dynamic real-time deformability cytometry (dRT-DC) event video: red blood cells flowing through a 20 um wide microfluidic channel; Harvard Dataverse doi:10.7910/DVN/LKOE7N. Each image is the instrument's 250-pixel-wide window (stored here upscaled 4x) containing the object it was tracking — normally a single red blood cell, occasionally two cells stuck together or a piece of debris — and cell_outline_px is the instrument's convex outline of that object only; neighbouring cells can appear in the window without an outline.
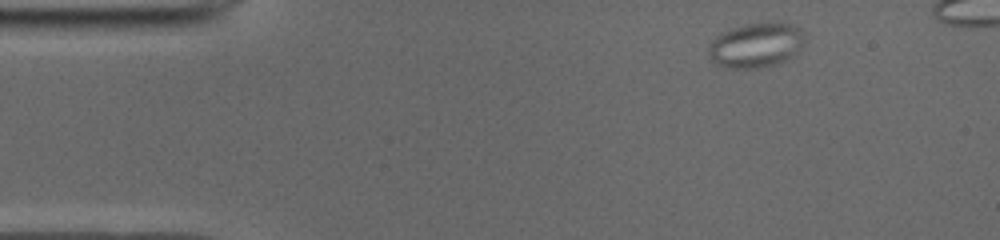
{"species": "common noctule bat (a hibernating species)", "species_latin": "Nyctalus noctula", "temperature_condition": "cold", "stored_images_in_passage": 41, "segment_of_instrument_passage": [1, 2], "camera_frame_rate_fps": 3000, "um_per_image_px": 0.085, "animal": {"sex": "male", "body_mass_g": 19.0, "forearm_length_mm": 50.8}, "frame": {"image": 1, "passage_image": 1, "time_ms": 0.0, "image_size_px": [1000, 240], "cell_outline_px": [[800, 44], [780, 60], [772, 64], [756, 68], [732, 68], [720, 64], [712, 60], [712, 44], [716, 36], [732, 28], [748, 24], [788, 24], [796, 28], [800, 36]], "centroid_in_image_um": [64.14, 3.84], "position_along_channel_um": 20.9, "area_um2": 22.6}}
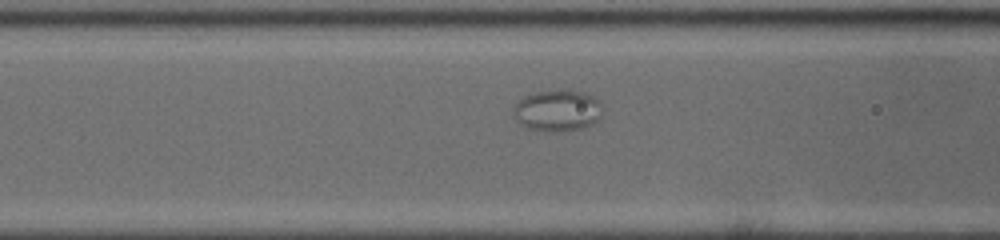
{"frame": {"image": 2, "passage_image": 16, "time_ms": 5.0, "image_size_px": [1000, 240], "cell_outline_px": [[600, 116], [596, 120], [580, 128], [552, 132], [528, 128], [516, 116], [512, 108], [524, 96], [536, 92], [584, 92], [592, 96], [600, 104]], "centroid_in_image_um": [47.36, 9.41], "position_along_channel_um": 119.2, "area_um2": 20.29}}
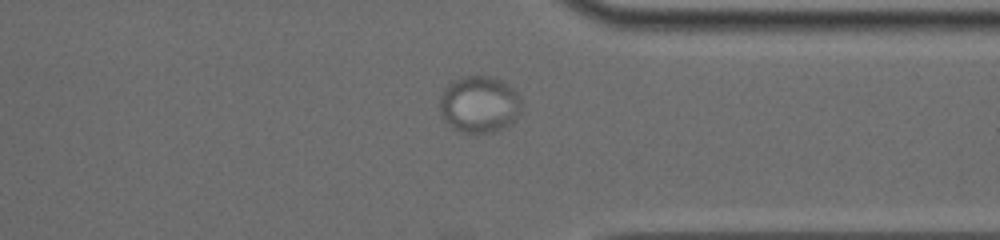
{"frame": {"image": 3, "passage_image": 38, "time_ms": 12.333, "image_size_px": [1000, 240], "cell_outline_px": [[520, 112], [512, 120], [500, 128], [492, 132], [460, 132], [444, 120], [440, 108], [440, 100], [444, 88], [452, 80], [464, 76], [492, 76], [500, 80], [512, 88], [516, 92], [520, 100]], "centroid_in_image_um": [40.7, 8.84], "position_along_channel_um": 370.7, "area_um2": 26.47}}